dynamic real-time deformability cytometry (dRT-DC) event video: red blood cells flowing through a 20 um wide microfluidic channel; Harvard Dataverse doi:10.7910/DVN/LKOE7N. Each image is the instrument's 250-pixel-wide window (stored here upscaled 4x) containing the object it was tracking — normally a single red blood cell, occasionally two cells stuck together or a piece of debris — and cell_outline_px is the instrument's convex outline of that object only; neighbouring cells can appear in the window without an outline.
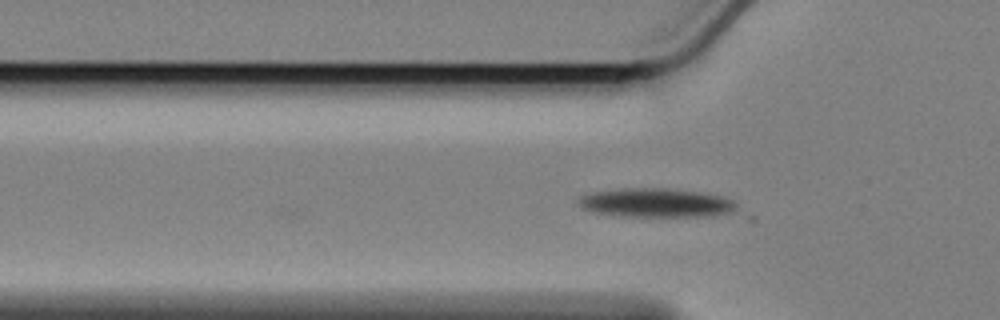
{"species": "Egyptian fruit bat (a non-hibernating species)", "species_latin": "Rousettus aegyptiacus", "temperature_condition": "cold", "stored_images_in_passage": 45, "camera_frame_rate_fps": 3000, "um_per_image_px": 0.085, "animal": {"sex": "female"}, "frame": {"image": 1, "passage_image": 4, "time_ms": 1.0, "image_size_px": [1000, 320], "cell_outline_px": [[756, 220], [748, 220], [620, 216], [592, 212], [580, 208], [576, 200], [580, 196], [592, 192], [620, 188], [672, 188], [700, 192], [724, 196], [732, 200], [756, 216]], "centroid_in_image_um": [56.37, 17.35], "position_along_channel_um": 69.4, "area_um2": 30.52}}
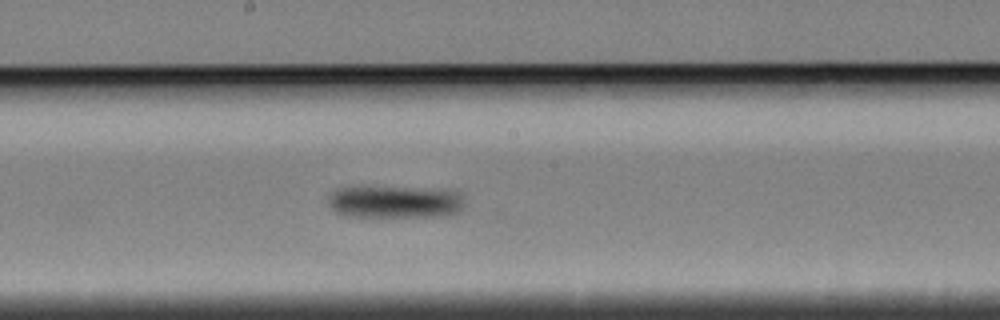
{"frame": {"image": 2, "passage_image": 17, "time_ms": 5.333, "image_size_px": [1000, 320], "cell_outline_px": [[464, 208], [460, 212], [448, 216], [348, 216], [336, 212], [328, 204], [328, 196], [336, 188], [348, 184], [364, 184], [448, 188], [460, 192], [464, 196]], "centroid_in_image_um": [33.59, 17.07], "position_along_channel_um": 214.6, "area_um2": 27.8}}
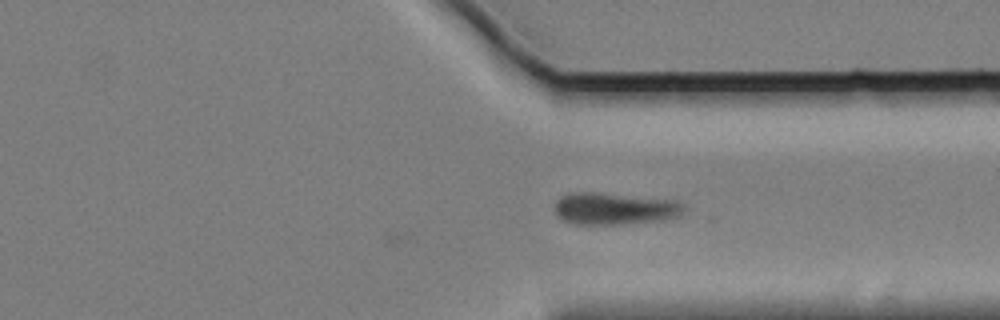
{"frame": {"image": 3, "passage_image": 30, "time_ms": 9.667, "image_size_px": [1000, 320], "cell_outline_px": [[684, 212], [680, 216], [664, 220], [628, 224], [576, 224], [564, 220], [556, 212], [556, 200], [560, 196], [568, 192], [596, 192], [680, 200], [684, 204]], "centroid_in_image_um": [52.31, 17.72], "position_along_channel_um": 359.1, "area_um2": 24.45}, "authors_computed_cell_mechanics": {"area_um2": 26.5302, "velocity_mm_per_s": 3.3266, "shape_relaxation_time_tau1_ms": 1.2816, "shape_relaxation_time_tau2_ms": null, "deformation_change_tau1": 0.0656, "deformation_change_tau2": null}}